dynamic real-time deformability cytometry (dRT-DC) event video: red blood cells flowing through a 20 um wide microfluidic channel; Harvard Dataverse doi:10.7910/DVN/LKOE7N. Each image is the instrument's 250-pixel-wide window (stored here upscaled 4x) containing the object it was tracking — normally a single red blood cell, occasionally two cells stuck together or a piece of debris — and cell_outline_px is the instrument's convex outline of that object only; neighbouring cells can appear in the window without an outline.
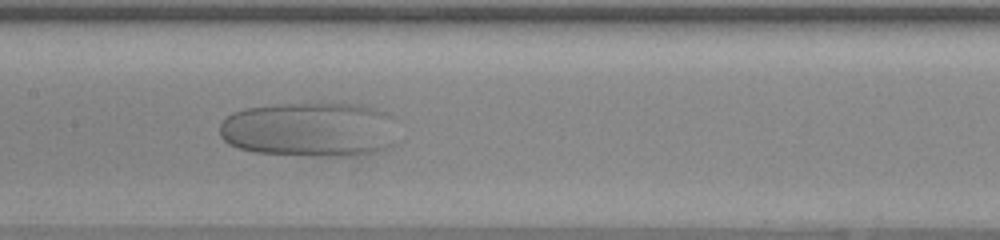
{"species": "human", "species_latin": "Homo sapiens", "temperature_condition": "warm", "stored_images_in_passage": 53, "camera_frame_rate_fps": 3000, "um_per_image_px": 0.085, "donor": {"sex": "female"}, "frame": {"image": 1, "passage_image": 27, "time_ms": 8.667, "image_size_px": [1000, 240], "cell_outline_px": [[400, 140], [396, 144], [376, 152], [364, 156], [312, 156], [256, 152], [240, 148], [228, 144], [220, 136], [220, 124], [232, 112], [244, 108], [320, 100], [360, 104], [384, 112], [392, 116]], "centroid_in_image_um": [26.43, 10.99], "position_along_channel_um": 181.0, "area_um2": 58.78}}
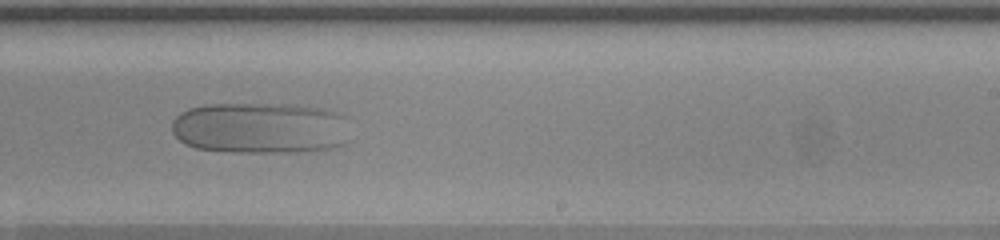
{"frame": {"image": 2, "passage_image": 34, "time_ms": 11.0, "image_size_px": [1000, 240], "cell_outline_px": [[344, 144], [332, 148], [300, 152], [232, 152], [196, 148], [184, 144], [172, 132], [172, 120], [180, 112], [188, 108], [208, 104], [296, 104], [324, 108], [340, 112], [344, 116]], "centroid_in_image_um": [22.07, 10.87], "position_along_channel_um": 266.9, "area_um2": 53.7}}
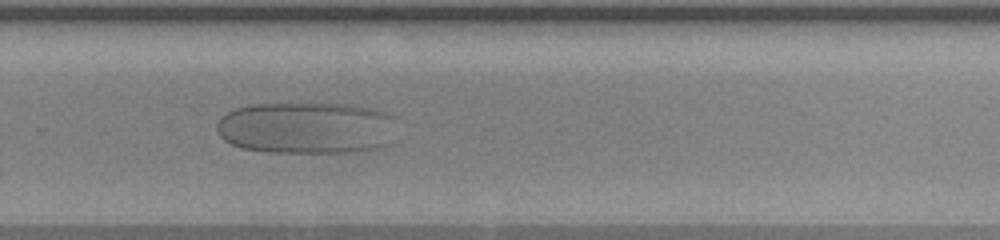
{"frame": {"image": 3, "passage_image": 37, "time_ms": 12.0, "image_size_px": [1000, 240], "cell_outline_px": [[396, 140], [384, 148], [348, 152], [268, 152], [240, 148], [224, 140], [220, 136], [216, 128], [216, 124], [220, 116], [236, 108], [252, 104], [352, 104], [384, 112], [388, 116]], "centroid_in_image_um": [26.02, 10.89], "position_along_channel_um": 303.8, "area_um2": 54.68}}